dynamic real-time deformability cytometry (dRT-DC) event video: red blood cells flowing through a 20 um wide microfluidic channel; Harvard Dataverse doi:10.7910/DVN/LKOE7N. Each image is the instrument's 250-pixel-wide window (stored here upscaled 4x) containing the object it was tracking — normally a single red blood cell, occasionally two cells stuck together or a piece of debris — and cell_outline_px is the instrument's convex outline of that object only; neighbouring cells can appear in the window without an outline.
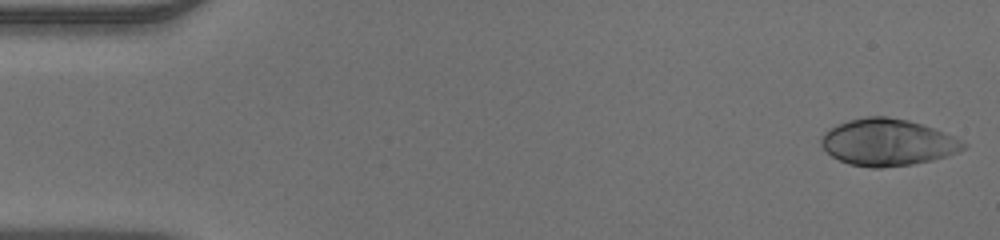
{"species": "human", "species_latin": "Homo sapiens", "temperature_condition": "warm", "stored_images_in_passage": 49, "camera_frame_rate_fps": 3000, "um_per_image_px": 0.085, "donor": {"sex": "male"}, "frame": {"image": 1, "passage_image": 1, "time_ms": 0.0, "image_size_px": [1000, 240], "cell_outline_px": [[968, 144], [964, 148], [956, 152], [932, 160], [912, 164], [880, 168], [872, 168], [848, 164], [832, 156], [820, 144], [820, 136], [824, 132], [848, 120], [868, 116], [888, 116], [908, 120], [932, 128], [952, 136]], "centroid_in_image_um": [75.41, 12.1], "position_along_channel_um": 9.6, "area_um2": 38.38}}
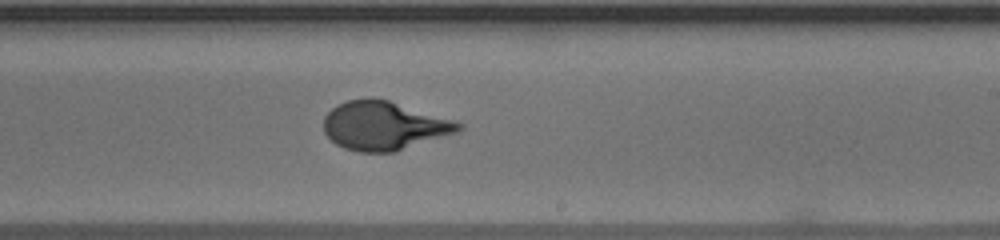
{"frame": {"image": 2, "passage_image": 29, "time_ms": 9.333, "image_size_px": [1000, 240], "cell_outline_px": [[464, 128], [456, 132], [396, 152], [360, 152], [344, 148], [336, 144], [324, 132], [324, 116], [332, 108], [348, 100], [368, 96], [372, 96], [388, 100], [452, 120], [464, 124]], "centroid_in_image_um": [32.61, 10.68], "position_along_channel_um": 256.4, "area_um2": 38.15}}
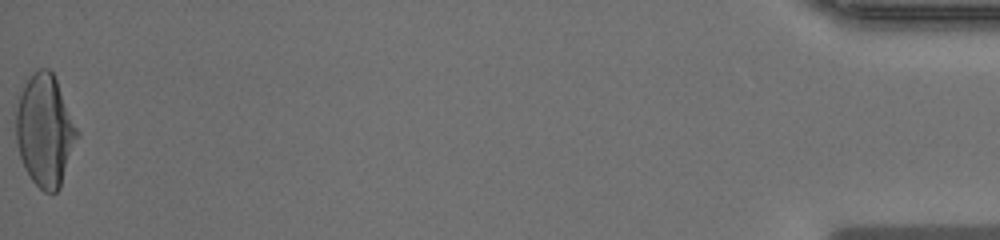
{"frame": {"image": 3, "passage_image": 49, "time_ms": 16.0, "image_size_px": [1000, 240], "cell_outline_px": [[80, 132], [60, 188], [56, 192], [44, 192], [32, 180], [24, 168], [16, 144], [16, 112], [20, 96], [24, 84], [40, 68], [48, 68], [52, 72], [56, 80]], "centroid_in_image_um": [3.83, 11.13], "position_along_channel_um": 431.4, "area_um2": 39.54}}